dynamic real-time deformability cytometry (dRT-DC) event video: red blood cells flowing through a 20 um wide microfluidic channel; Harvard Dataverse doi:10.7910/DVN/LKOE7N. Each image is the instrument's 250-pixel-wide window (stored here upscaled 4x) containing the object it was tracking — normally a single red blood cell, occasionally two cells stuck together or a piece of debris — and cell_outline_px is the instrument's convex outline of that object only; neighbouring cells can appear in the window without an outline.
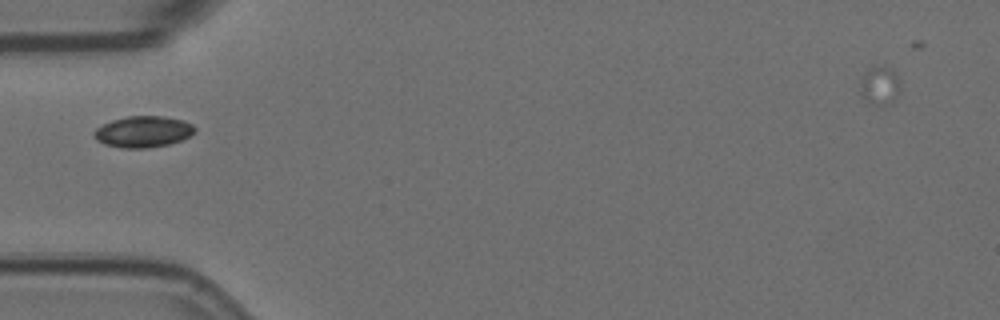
{"species": "Egyptian fruit bat (a non-hibernating species)", "species_latin": "Rousettus aegyptiacus", "temperature_condition": "room temperature", "stored_images_in_passage": 11, "camera_frame_rate_fps": 3000, "um_per_image_px": 0.085, "animal": {"sex": "female"}, "frame": {"image": 1, "passage_image": 1, "time_ms": 0.0, "image_size_px": [1000, 320], "cell_outline_px": [[196, 132], [180, 140], [168, 144], [148, 148], [120, 148], [104, 144], [96, 140], [92, 136], [92, 132], [96, 128], [112, 120], [128, 116], [164, 116], [184, 120], [192, 124], [196, 128]], "centroid_in_image_um": [12.15, 11.19], "position_along_channel_um": 72.9, "area_um2": 18.5}}
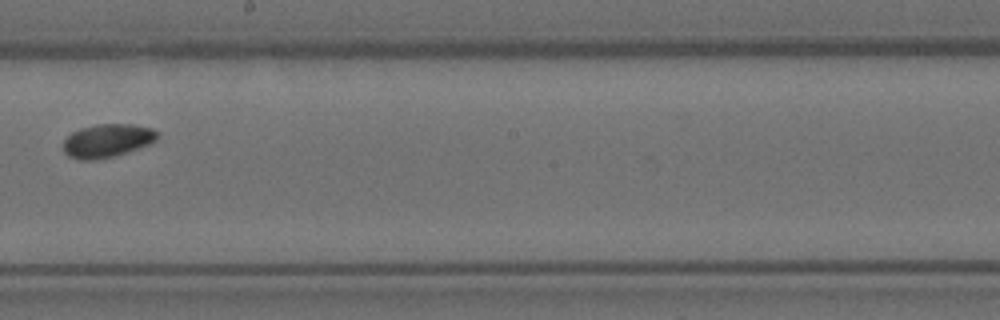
{"frame": {"image": 2, "passage_image": 5, "time_ms": 1.333, "image_size_px": [1000, 320], "cell_outline_px": [[160, 136], [156, 140], [148, 144], [112, 156], [96, 160], [80, 160], [68, 156], [64, 152], [64, 140], [72, 132], [80, 128], [96, 124], [132, 124], [152, 128]], "centroid_in_image_um": [9.09, 11.94], "position_along_channel_um": 239.1, "area_um2": 18.09}}
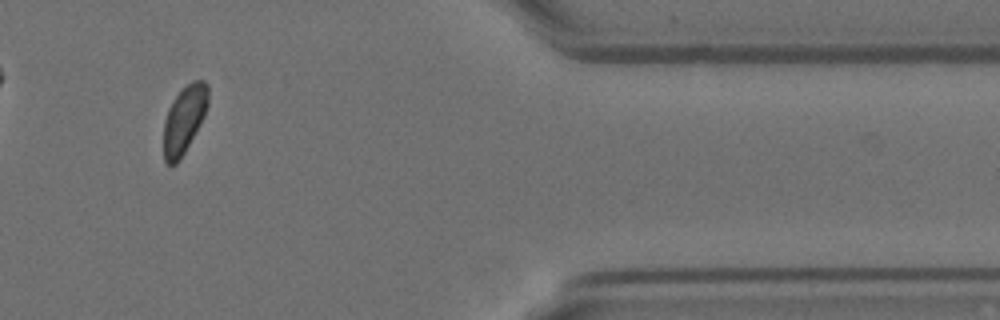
{"frame": {"image": 3, "passage_image": 9, "time_ms": 2.667, "image_size_px": [1000, 320], "cell_outline_px": [[208, 104], [204, 116], [200, 124], [184, 152], [176, 164], [168, 164], [164, 160], [164, 120], [168, 108], [176, 96], [192, 80], [204, 80], [208, 84]], "centroid_in_image_um": [15.66, 10.13], "position_along_channel_um": 395.7, "area_um2": 17.22}}